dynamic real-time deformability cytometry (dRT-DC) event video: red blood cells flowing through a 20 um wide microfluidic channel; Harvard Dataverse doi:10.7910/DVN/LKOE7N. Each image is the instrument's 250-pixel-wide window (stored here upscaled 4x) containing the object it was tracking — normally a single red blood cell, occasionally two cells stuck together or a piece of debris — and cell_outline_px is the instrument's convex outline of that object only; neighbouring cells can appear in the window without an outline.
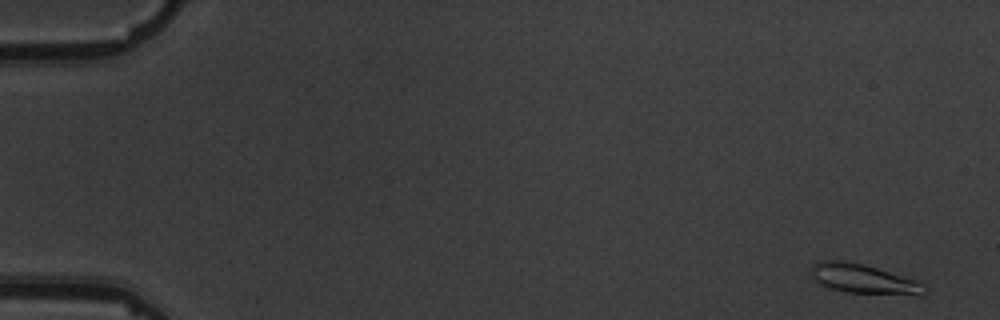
{"species": "common noctule bat (a hibernating species)", "species_latin": "Nyctalus noctula", "temperature_condition": "warm", "stored_images_in_passage": 6, "camera_frame_rate_fps": 3000, "um_per_image_px": 0.085, "animal": {"sex": "male", "body_mass_g": 19.5, "forearm_length_mm": 54.6}, "frame": {"image": 1, "passage_image": 1, "time_ms": 0.0, "image_size_px": [1000, 320], "cell_outline_px": [[928, 292], [920, 296], [848, 292], [832, 288], [820, 284], [812, 280], [812, 264], [816, 260], [844, 260], [864, 264], [916, 280]], "centroid_in_image_um": [73.37, 23.7], "position_along_channel_um": 11.6, "area_um2": 19.54}}